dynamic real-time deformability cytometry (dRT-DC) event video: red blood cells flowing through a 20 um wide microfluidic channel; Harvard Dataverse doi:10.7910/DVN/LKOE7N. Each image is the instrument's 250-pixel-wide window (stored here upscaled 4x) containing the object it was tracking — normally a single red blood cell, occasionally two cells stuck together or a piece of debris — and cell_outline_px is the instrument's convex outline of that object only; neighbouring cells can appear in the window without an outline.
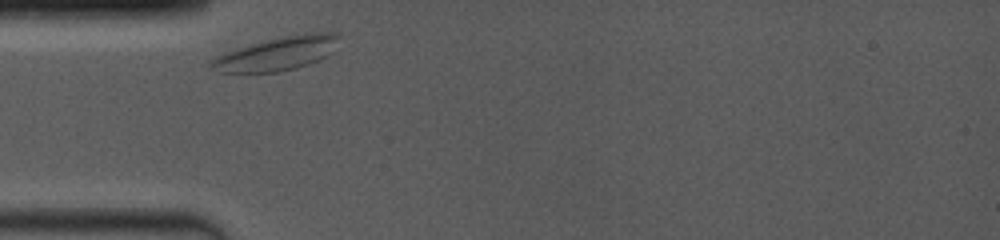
{"species": "common noctule bat (a hibernating species)", "species_latin": "Nyctalus noctula", "temperature_condition": "room temperature", "stored_images_in_passage": 25, "camera_frame_rate_fps": 4000, "um_per_image_px": 0.085, "animal": {"sex": "female", "body_mass_g": 19.0, "forearm_length_mm": 53.3}, "frame": {"image": 1, "passage_image": 1, "time_ms": 0.0, "image_size_px": [1000, 240], "cell_outline_px": [[340, 36], [332, 52], [328, 56], [308, 64], [296, 68], [276, 72], [220, 72], [208, 68], [208, 64], [212, 60], [228, 52], [252, 44], [284, 36], [304, 32], [332, 32]], "centroid_in_image_um": [23.6, 4.56], "position_along_channel_um": 61.4, "area_um2": 24.62}}
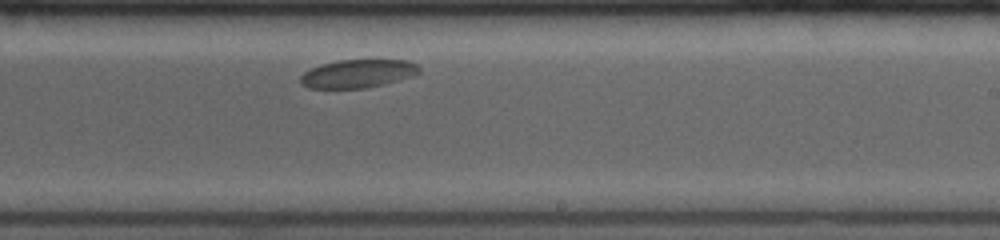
{"frame": {"image": 2, "passage_image": 15, "time_ms": 5.5, "image_size_px": [1000, 240], "cell_outline_px": [[420, 72], [412, 76], [384, 84], [364, 88], [308, 88], [300, 84], [300, 76], [304, 72], [320, 64], [336, 60], [408, 60], [416, 64], [420, 68]], "centroid_in_image_um": [30.39, 6.25], "position_along_channel_um": 258.6, "area_um2": 19.59}}
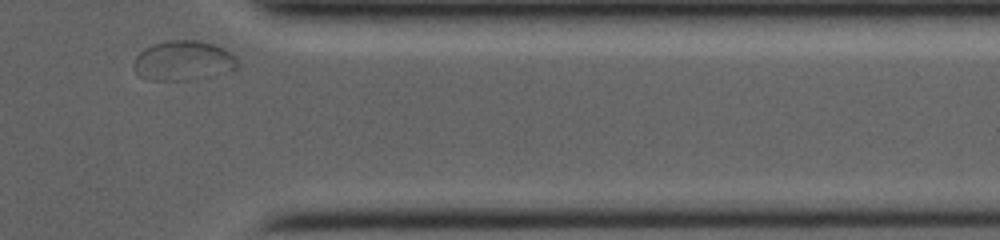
{"frame": {"image": 3, "passage_image": 25, "time_ms": 9.25, "image_size_px": [1000, 240], "cell_outline_px": [[240, 64], [236, 68], [180, 80], [144, 80], [136, 72], [132, 64], [136, 56], [144, 48], [152, 44], [168, 40], [196, 40], [212, 44], [224, 48]], "centroid_in_image_um": [15.46, 5.12], "position_along_channel_um": 395.9, "area_um2": 23.35}}